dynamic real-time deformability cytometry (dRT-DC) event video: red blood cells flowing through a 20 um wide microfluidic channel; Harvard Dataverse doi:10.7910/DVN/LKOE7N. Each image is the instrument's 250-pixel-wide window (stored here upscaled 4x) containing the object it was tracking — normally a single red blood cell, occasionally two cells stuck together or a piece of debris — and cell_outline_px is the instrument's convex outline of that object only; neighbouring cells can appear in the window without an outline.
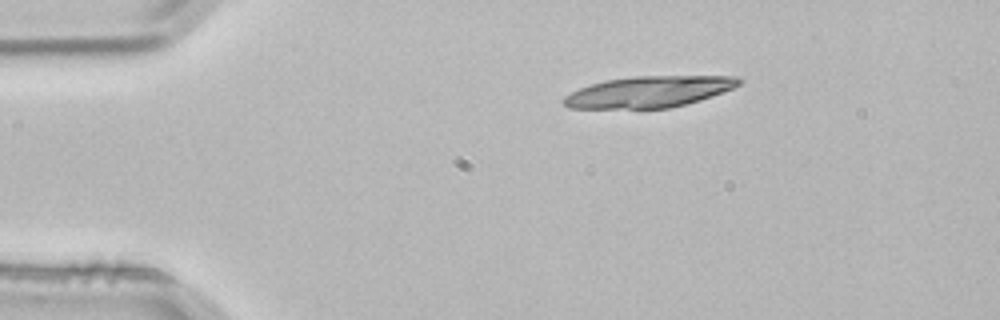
{"species": "common noctule bat (a hibernating species)", "species_latin": "Nyctalus noctula", "temperature_condition": "room temperature", "stored_images_in_passage": 2, "camera_frame_rate_fps": 3000, "um_per_image_px": 0.085, "animal": {"sex": "male", "body_mass_g": 21.5, "forearm_length_mm": 52.0}, "frame": {"image": 1, "passage_image": 1, "time_ms": 0.0, "image_size_px": [1000, 320], "cell_outline_px": [[744, 80], [740, 84], [732, 88], [700, 100], [668, 108], [568, 108], [560, 100], [564, 96], [580, 88], [604, 80], [632, 76], [736, 76]], "centroid_in_image_um": [55.14, 7.79], "position_along_channel_um": 29.9, "area_um2": 31.73}}